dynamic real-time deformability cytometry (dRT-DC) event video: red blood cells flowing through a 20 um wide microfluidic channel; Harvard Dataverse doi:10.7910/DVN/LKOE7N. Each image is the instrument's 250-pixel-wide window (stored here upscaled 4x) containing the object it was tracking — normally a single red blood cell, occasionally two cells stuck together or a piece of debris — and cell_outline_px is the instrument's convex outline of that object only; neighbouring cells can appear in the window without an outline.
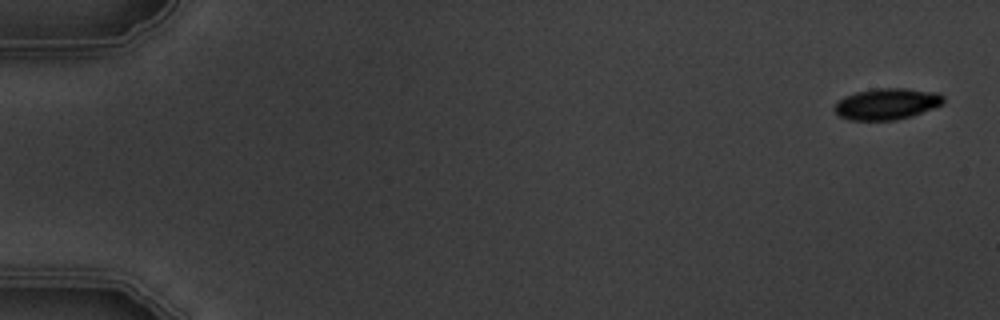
{"species": "common noctule bat (a hibernating species)", "species_latin": "Nyctalus noctula", "temperature_condition": "warm", "stored_images_in_passage": 8, "camera_frame_rate_fps": 3000, "um_per_image_px": 0.085, "animal": {"sex": "male", "body_mass_g": 19.5, "forearm_length_mm": 54.6}, "frame": {"image": 1, "passage_image": 1, "time_ms": 0.0, "image_size_px": [1000, 320], "cell_outline_px": [[944, 100], [940, 104], [932, 108], [912, 116], [896, 120], [848, 120], [840, 116], [832, 108], [844, 96], [856, 92], [876, 88], [904, 88], [936, 92], [944, 96]], "centroid_in_image_um": [75.35, 8.83], "position_along_channel_um": 9.6, "area_um2": 19.77}}
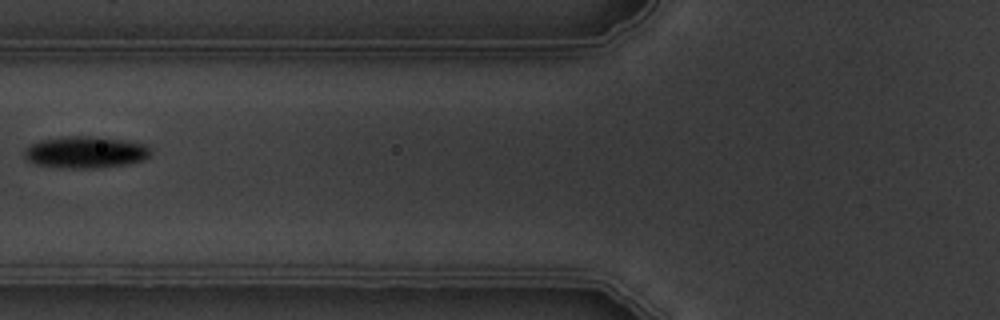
{"frame": {"image": 2, "passage_image": 7, "time_ms": 7.0, "image_size_px": [1000, 320], "cell_outline_px": [[152, 152], [144, 160], [128, 164], [96, 168], [60, 168], [36, 164], [28, 160], [24, 156], [24, 148], [40, 140], [64, 136], [88, 136], [124, 140], [144, 144], [152, 148]], "centroid_in_image_um": [7.27, 12.94], "position_along_channel_um": 118.5, "area_um2": 23.52}}
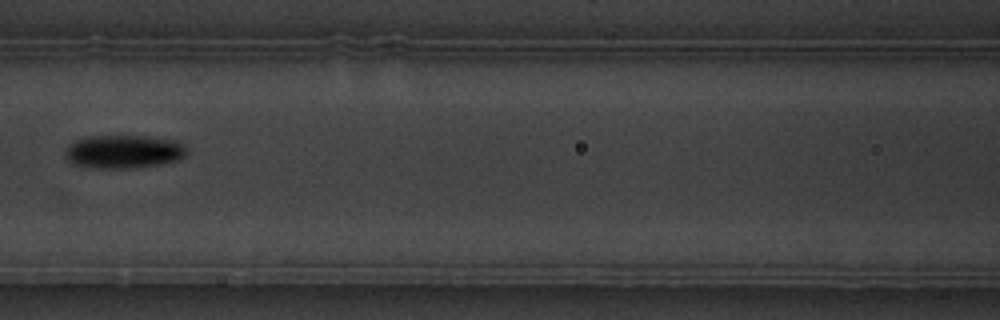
{"frame": {"image": 3, "passage_image": 8, "time_ms": 8.0, "image_size_px": [1000, 320], "cell_outline_px": [[188, 152], [184, 156], [176, 160], [156, 164], [124, 168], [96, 168], [72, 164], [68, 160], [64, 152], [68, 144], [76, 140], [88, 136], [136, 136], [176, 140], [184, 144], [188, 148]], "centroid_in_image_um": [10.48, 12.88], "position_along_channel_um": 156.1, "area_um2": 23.41}}